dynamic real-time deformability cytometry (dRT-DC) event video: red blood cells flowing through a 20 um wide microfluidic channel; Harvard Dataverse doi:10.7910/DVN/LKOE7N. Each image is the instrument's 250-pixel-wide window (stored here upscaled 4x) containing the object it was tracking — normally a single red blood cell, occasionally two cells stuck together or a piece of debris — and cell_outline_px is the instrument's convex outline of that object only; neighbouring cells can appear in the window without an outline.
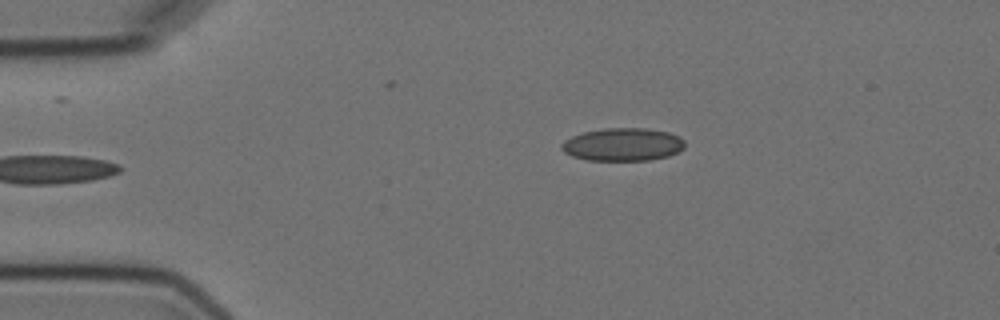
{"species": "Egyptian fruit bat (a non-hibernating species)", "species_latin": "Rousettus aegyptiacus", "temperature_condition": "cold", "stored_images_in_passage": 5, "camera_frame_rate_fps": 3000, "um_per_image_px": 0.085, "animal": {"sex": "female"}, "frame": {"image": 1, "passage_image": 5, "time_ms": 4.667, "image_size_px": [1000, 320], "cell_outline_px": [[684, 148], [668, 156], [648, 160], [588, 160], [572, 156], [564, 152], [560, 148], [560, 144], [564, 140], [572, 136], [584, 132], [604, 128], [644, 128], [668, 132], [680, 136], [684, 140]], "centroid_in_image_um": [52.92, 12.28], "position_along_channel_um": 32.1, "area_um2": 23.64}}